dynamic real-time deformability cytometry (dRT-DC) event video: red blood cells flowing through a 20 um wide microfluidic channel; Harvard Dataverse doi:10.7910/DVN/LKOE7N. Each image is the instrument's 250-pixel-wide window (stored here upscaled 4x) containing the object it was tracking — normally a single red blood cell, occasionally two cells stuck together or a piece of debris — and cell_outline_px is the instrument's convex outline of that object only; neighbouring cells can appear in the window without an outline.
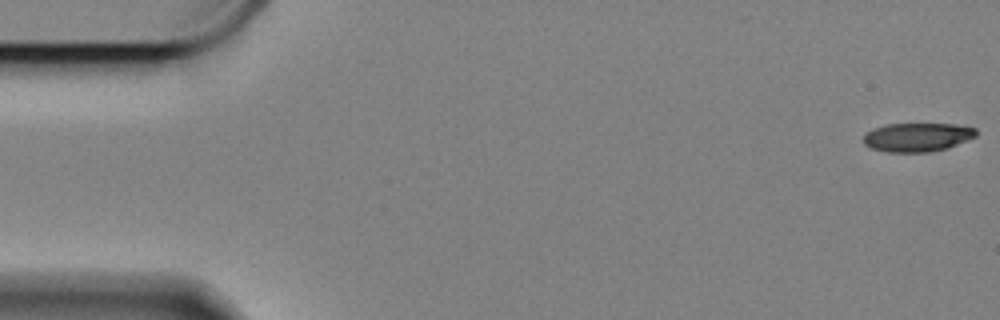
{"species": "Egyptian fruit bat (a non-hibernating species)", "species_latin": "Rousettus aegyptiacus", "temperature_condition": "cold", "stored_images_in_passage": 60, "camera_frame_rate_fps": 3000, "um_per_image_px": 0.085, "animal": {"sex": "female"}, "frame": {"image": 1, "passage_image": 1, "time_ms": 0.0, "image_size_px": [1000, 320], "cell_outline_px": [[976, 136], [948, 148], [932, 152], [888, 152], [872, 148], [864, 144], [864, 136], [872, 128], [884, 124], [956, 124], [976, 128]], "centroid_in_image_um": [77.97, 11.66], "position_along_channel_um": 7.0, "area_um2": 18.9}}
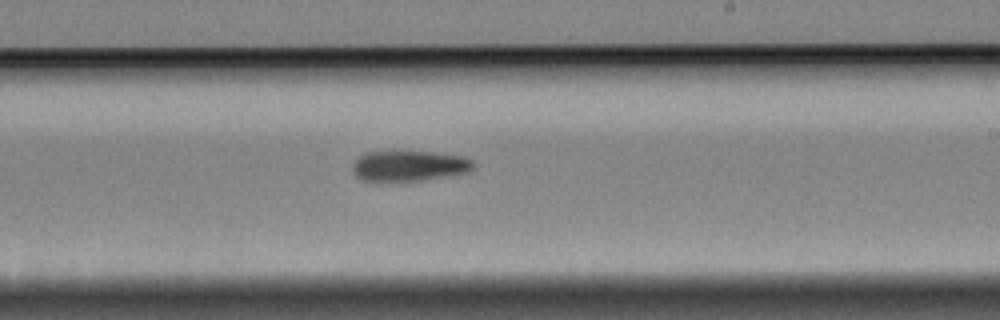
{"frame": {"image": 2, "passage_image": 35, "time_ms": 11.333, "image_size_px": [1000, 320], "cell_outline_px": [[476, 168], [468, 172], [420, 180], [360, 180], [352, 172], [352, 168], [356, 160], [364, 152], [404, 148], [464, 156], [472, 160], [476, 164]], "centroid_in_image_um": [34.78, 14.03], "position_along_channel_um": 254.2, "area_um2": 22.25}}
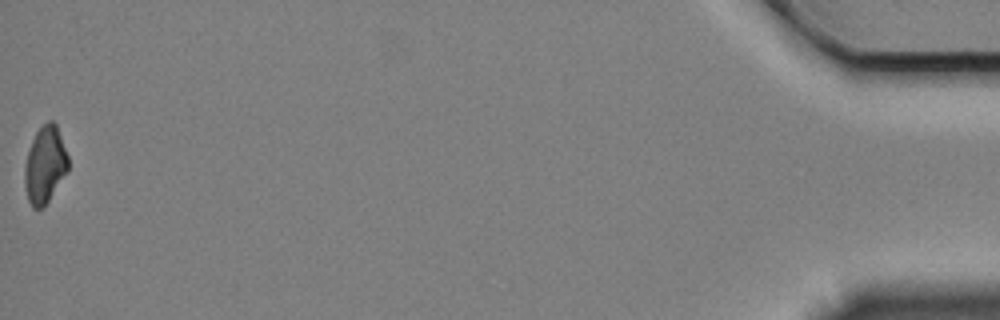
{"frame": {"image": 3, "passage_image": 60, "time_ms": 19.667, "image_size_px": [1000, 320], "cell_outline_px": [[68, 172], [44, 208], [32, 208], [28, 200], [24, 184], [24, 168], [28, 152], [32, 140], [36, 132], [48, 120], [52, 120], [56, 124], [68, 156]], "centroid_in_image_um": [3.83, 14.05], "position_along_channel_um": 431.4, "area_um2": 19.59}, "authors_computed_cell_mechanics": {"area_um2": 21.4149, "velocity_mm_per_s": 3.3157, "shape_relaxation_time_tau1_ms": 5.8958, "shape_relaxation_time_tau2_ms": null, "deformation_change_tau1": 0.1138, "deformation_change_tau2": null}}